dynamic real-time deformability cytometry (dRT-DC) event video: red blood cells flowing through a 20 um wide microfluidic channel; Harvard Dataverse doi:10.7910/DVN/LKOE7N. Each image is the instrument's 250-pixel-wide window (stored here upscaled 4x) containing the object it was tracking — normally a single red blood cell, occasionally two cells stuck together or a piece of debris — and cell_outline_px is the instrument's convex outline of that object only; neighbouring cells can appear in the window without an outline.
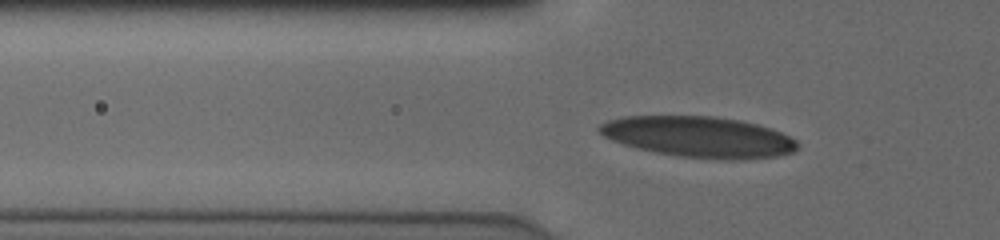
{"species": "human", "species_latin": "Homo sapiens", "temperature_condition": "cold", "stored_images_in_passage": 38, "camera_frame_rate_fps": 3000, "um_per_image_px": 0.085, "donor": {"sex": "male"}, "frame": {"image": 1, "passage_image": 3, "time_ms": 0.667, "image_size_px": [1000, 240], "cell_outline_px": [[800, 144], [792, 152], [776, 156], [676, 156], [636, 148], [612, 140], [604, 136], [596, 128], [600, 124], [608, 120], [624, 116], [716, 116], [740, 120], [772, 128], [796, 140]], "centroid_in_image_um": [59.3, 11.57], "position_along_channel_um": 66.5, "area_um2": 45.66}}
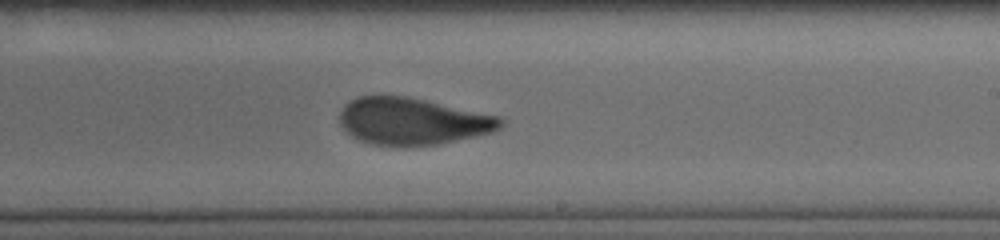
{"frame": {"image": 2, "passage_image": 18, "time_ms": 5.667, "image_size_px": [1000, 240], "cell_outline_px": [[504, 124], [500, 128], [492, 132], [440, 144], [404, 148], [372, 144], [360, 140], [352, 136], [340, 124], [340, 112], [344, 104], [356, 96], [408, 96], [500, 116], [504, 120]], "centroid_in_image_um": [35.06, 10.32], "position_along_channel_um": 253.9, "area_um2": 44.56}}
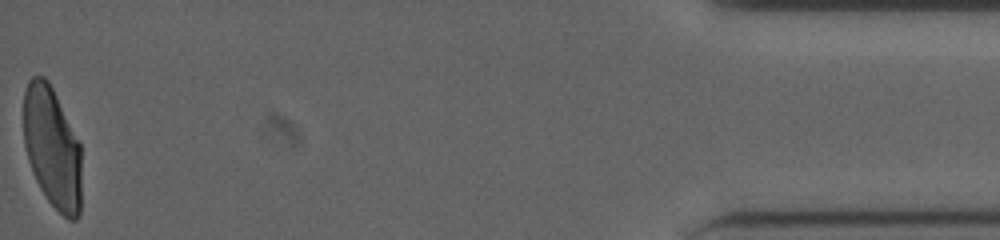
{"frame": {"image": 3, "passage_image": 38, "time_ms": 12.333, "image_size_px": [1000, 240], "cell_outline_px": [[80, 216], [76, 220], [68, 220], [48, 200], [40, 188], [32, 172], [28, 160], [24, 144], [24, 92], [28, 80], [32, 76], [44, 76], [48, 80], [80, 144]], "centroid_in_image_um": [4.42, 12.55], "position_along_channel_um": 430.8, "area_um2": 40.69}, "authors_computed_cell_mechanics": {"area_um2": 44.7083, "velocity_mm_per_s": 3.8565, "shape_relaxation_time_tau1_ms": 7.7157, "shape_relaxation_time_tau2_ms": 1.1013, "deformation_change_tau1": 0.2335, "deformation_change_tau2": 0.0749}}